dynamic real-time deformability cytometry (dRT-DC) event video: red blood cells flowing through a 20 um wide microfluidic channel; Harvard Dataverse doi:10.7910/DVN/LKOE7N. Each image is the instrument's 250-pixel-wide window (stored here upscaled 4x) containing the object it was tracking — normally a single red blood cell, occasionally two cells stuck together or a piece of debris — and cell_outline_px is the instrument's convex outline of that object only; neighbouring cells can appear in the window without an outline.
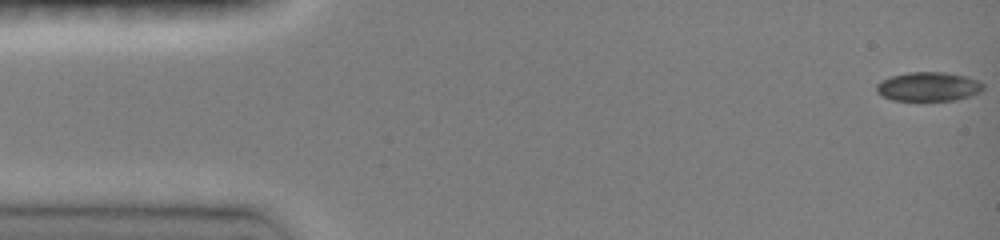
{"species": "common noctule bat (a hibernating species)", "species_latin": "Nyctalus noctula", "temperature_condition": "room temperature", "stored_images_in_passage": 39, "camera_frame_rate_fps": 3000, "um_per_image_px": 0.085, "animal": {"sex": "female", "body_mass_g": 19.0, "forearm_length_mm": 51.5}, "frame": {"image": 1, "passage_image": 1, "time_ms": 0.0, "image_size_px": [1000, 240], "cell_outline_px": [[984, 88], [980, 92], [956, 100], [892, 100], [876, 92], [876, 84], [880, 80], [892, 76], [908, 72], [944, 72], [964, 76], [980, 80], [984, 84]], "centroid_in_image_um": [78.92, 7.35], "position_along_channel_um": 6.1, "area_um2": 18.09}}
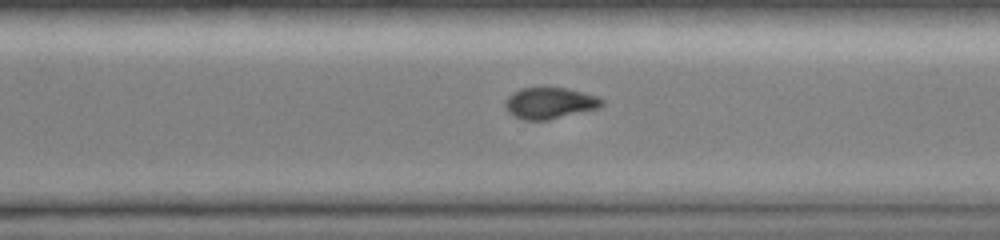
{"frame": {"image": 2, "passage_image": 30, "time_ms": 10.667, "image_size_px": [1000, 240], "cell_outline_px": [[604, 104], [600, 108], [548, 120], [524, 120], [512, 116], [508, 112], [508, 96], [512, 92], [520, 88], [564, 88], [596, 96], [604, 100]], "centroid_in_image_um": [46.75, 8.78], "position_along_channel_um": 323.8, "area_um2": 17.4}}
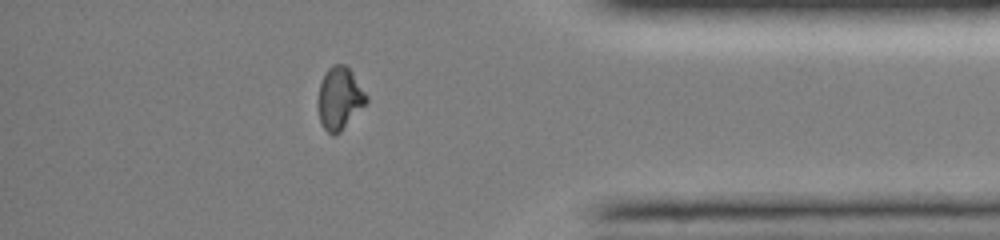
{"frame": {"image": 3, "passage_image": 36, "time_ms": 13.0, "image_size_px": [1000, 240], "cell_outline_px": [[368, 100], [340, 132], [332, 136], [324, 128], [320, 120], [316, 104], [320, 84], [328, 68], [332, 64], [344, 64], [352, 72], [368, 96]], "centroid_in_image_um": [28.84, 8.35], "position_along_channel_um": 406.4, "area_um2": 17.46}, "authors_computed_cell_mechanics": {"area_um2": 18.2648, "velocity_mm_per_s": 4.1544, "shape_relaxation_time_tau1_ms": 5.222, "shape_relaxation_time_tau2_ms": 5.0527, "deformation_change_tau1": 0.1382, "deformation_change_tau2": 0.0602}}